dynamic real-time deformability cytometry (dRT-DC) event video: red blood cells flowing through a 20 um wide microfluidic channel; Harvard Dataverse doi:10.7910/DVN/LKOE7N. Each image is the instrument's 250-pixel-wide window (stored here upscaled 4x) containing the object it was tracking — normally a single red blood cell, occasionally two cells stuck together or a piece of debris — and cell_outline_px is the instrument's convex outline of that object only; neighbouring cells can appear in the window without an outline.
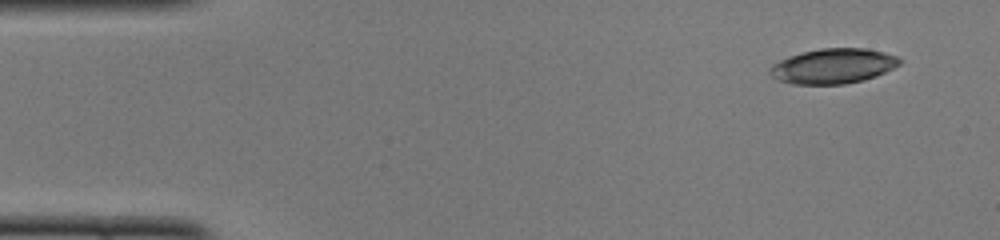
{"species": "common noctule bat (a hibernating species)", "species_latin": "Nyctalus noctula", "temperature_condition": "cold", "stored_images_in_passage": 47, "camera_frame_rate_fps": 3000, "um_per_image_px": 0.085, "animal": {"sex": "female", "body_mass_g": 22.0, "forearm_length_mm": 56.7}, "frame": {"image": 1, "passage_image": 1, "time_ms": 0.0, "image_size_px": [1000, 240], "cell_outline_px": [[900, 64], [876, 76], [864, 80], [844, 84], [792, 84], [776, 80], [768, 72], [772, 64], [788, 56], [820, 48], [864, 48], [884, 52], [900, 56]], "centroid_in_image_um": [70.8, 5.62], "position_along_channel_um": 14.2, "area_um2": 26.53}}
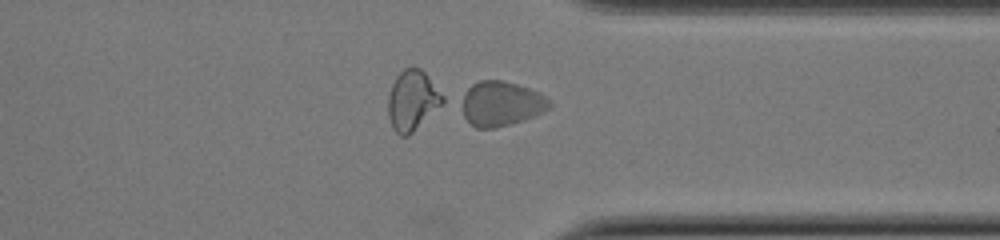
{"frame": {"image": 2, "passage_image": 36, "time_ms": 11.667, "image_size_px": [1000, 240], "cell_outline_px": [[552, 108], [536, 116], [524, 120], [496, 128], [476, 128], [464, 116], [456, 100], [472, 84], [480, 80], [500, 80], [516, 84], [528, 88], [552, 100]], "centroid_in_image_um": [42.56, 8.82], "position_along_channel_um": 368.8, "area_um2": 23.41}}